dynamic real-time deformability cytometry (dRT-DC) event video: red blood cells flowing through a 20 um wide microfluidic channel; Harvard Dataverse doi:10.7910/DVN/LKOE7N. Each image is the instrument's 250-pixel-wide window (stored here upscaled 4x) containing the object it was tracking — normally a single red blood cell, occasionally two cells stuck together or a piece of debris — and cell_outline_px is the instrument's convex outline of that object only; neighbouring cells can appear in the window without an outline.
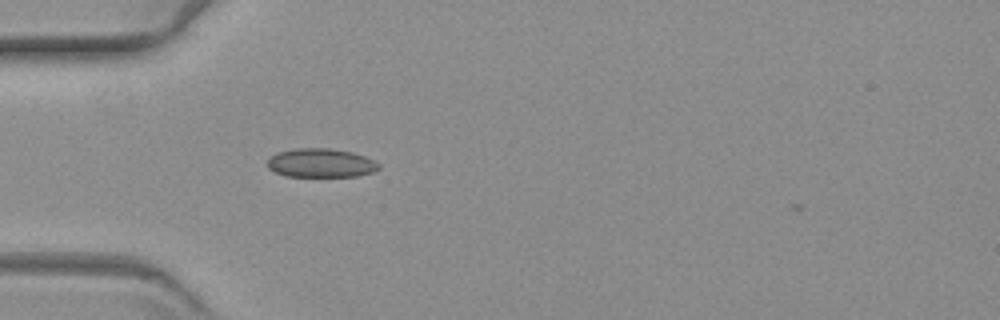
{"species": "common noctule bat (a hibernating species)", "species_latin": "Nyctalus noctula", "temperature_condition": "warm", "stored_images_in_passage": 43, "camera_frame_rate_fps": 3000, "um_per_image_px": 0.085, "animal": {"sex": "female", "body_mass_g": 19.3, "forearm_length_mm": 54.1}, "frame": {"image": 1, "passage_image": 2, "time_ms": 0.333, "image_size_px": [1000, 320], "cell_outline_px": [[380, 168], [372, 172], [356, 176], [284, 176], [268, 168], [268, 160], [272, 156], [280, 152], [296, 148], [328, 148], [352, 152], [364, 156], [380, 164]], "centroid_in_image_um": [27.28, 13.85], "position_along_channel_um": 57.7, "area_um2": 18.5}}
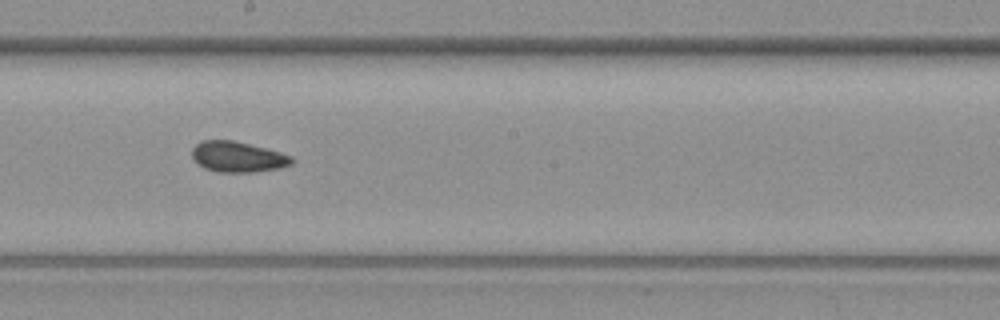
{"frame": {"image": 2, "passage_image": 17, "time_ms": 5.333, "image_size_px": [1000, 320], "cell_outline_px": [[296, 160], [292, 164], [280, 168], [256, 172], [216, 172], [204, 168], [192, 156], [192, 148], [196, 144], [204, 140], [232, 140], [280, 152], [292, 156]], "centroid_in_image_um": [20.24, 13.34], "position_along_channel_um": 228.0, "area_um2": 17.74}}
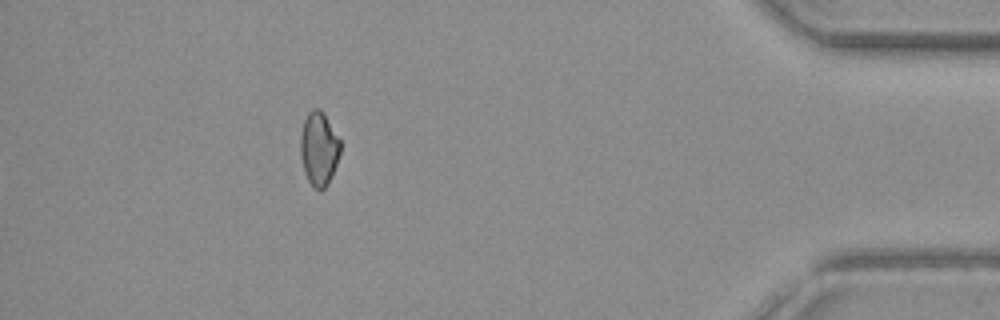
{"frame": {"image": 3, "passage_image": 37, "time_ms": 12.0, "image_size_px": [1000, 320], "cell_outline_px": [[340, 152], [336, 164], [328, 184], [320, 192], [308, 180], [304, 172], [300, 156], [300, 132], [304, 120], [308, 112], [312, 108], [320, 108], [324, 112], [340, 140]], "centroid_in_image_um": [27.09, 12.61], "position_along_channel_um": 408.1, "area_um2": 17.28}}